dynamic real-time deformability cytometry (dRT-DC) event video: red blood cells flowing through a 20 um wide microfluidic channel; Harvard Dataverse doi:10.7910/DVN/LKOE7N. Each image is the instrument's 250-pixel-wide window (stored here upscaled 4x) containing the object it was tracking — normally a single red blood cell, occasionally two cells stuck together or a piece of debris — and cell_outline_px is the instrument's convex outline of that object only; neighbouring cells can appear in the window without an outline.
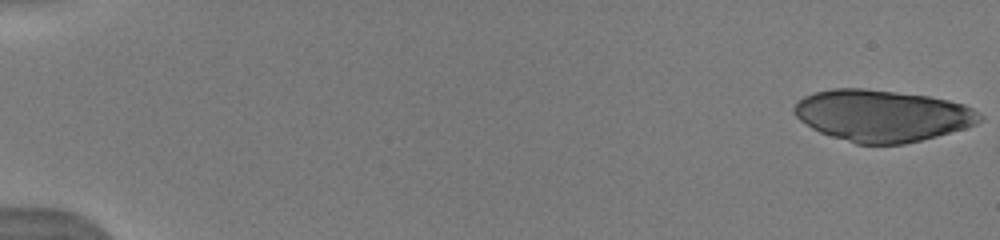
{"species": "human", "species_latin": "Homo sapiens", "temperature_condition": "warm", "stored_images_in_passage": 39, "camera_frame_rate_fps": 3000, "um_per_image_px": 0.085, "donor": {"sex": "male"}, "frame": {"image": 1, "passage_image": 1, "time_ms": 0.0, "image_size_px": [1000, 240], "cell_outline_px": [[984, 120], [976, 124], [964, 128], [936, 136], [904, 144], [856, 144], [820, 132], [812, 128], [800, 120], [792, 112], [792, 108], [804, 96], [816, 92], [832, 88], [864, 88], [928, 96], [948, 100], [964, 104], [980, 112], [984, 116]], "centroid_in_image_um": [75.0, 9.82], "position_along_channel_um": 10.0, "area_um2": 55.83}}